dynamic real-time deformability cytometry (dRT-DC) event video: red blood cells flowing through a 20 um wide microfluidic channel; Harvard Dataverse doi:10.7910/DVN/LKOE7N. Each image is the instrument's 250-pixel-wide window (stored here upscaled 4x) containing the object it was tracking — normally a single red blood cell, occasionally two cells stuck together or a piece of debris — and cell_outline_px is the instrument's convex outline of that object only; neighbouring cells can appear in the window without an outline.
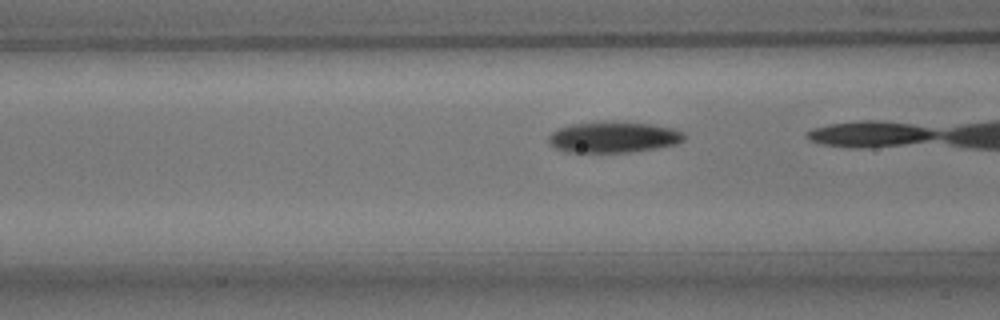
{"species": "common noctule bat (a hibernating species)", "species_latin": "Nyctalus noctula", "temperature_condition": "room temperature", "stored_images_in_passage": 12, "camera_frame_rate_fps": 3000, "um_per_image_px": 0.085, "animal": {"sex": "male", "body_mass_g": 15.6}, "frame": {"image": 1, "passage_image": 10, "time_ms": 3.0, "image_size_px": [1000, 320], "cell_outline_px": [[684, 140], [676, 144], [656, 148], [632, 152], [564, 152], [548, 144], [548, 136], [552, 132], [560, 128], [572, 124], [612, 120], [652, 124], [672, 128], [684, 132]], "centroid_in_image_um": [52.13, 11.65], "position_along_channel_um": 114.5, "area_um2": 24.8}}